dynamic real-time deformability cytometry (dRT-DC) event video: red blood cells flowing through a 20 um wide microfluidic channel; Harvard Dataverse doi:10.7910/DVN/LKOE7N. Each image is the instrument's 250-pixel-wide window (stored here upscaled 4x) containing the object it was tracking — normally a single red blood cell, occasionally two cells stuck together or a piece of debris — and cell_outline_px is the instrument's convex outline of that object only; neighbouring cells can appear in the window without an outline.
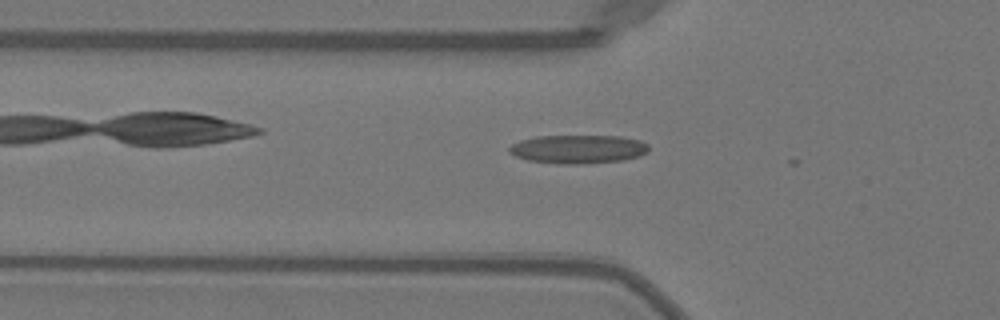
{"species": "Egyptian fruit bat (a non-hibernating species)", "species_latin": "Rousettus aegyptiacus", "temperature_condition": "warm", "stored_images_in_passage": 9, "camera_frame_rate_fps": 3000, "um_per_image_px": 0.085, "animal": {"sex": "female"}, "frame": {"image": 1, "passage_image": 7, "time_ms": 2.0, "image_size_px": [1000, 320], "cell_outline_px": [[648, 152], [640, 156], [620, 160], [580, 164], [556, 164], [528, 160], [516, 156], [508, 152], [508, 148], [512, 144], [520, 140], [536, 136], [620, 136], [640, 140], [648, 144]], "centroid_in_image_um": [49.12, 12.67], "position_along_channel_um": 76.7, "area_um2": 23.29}}